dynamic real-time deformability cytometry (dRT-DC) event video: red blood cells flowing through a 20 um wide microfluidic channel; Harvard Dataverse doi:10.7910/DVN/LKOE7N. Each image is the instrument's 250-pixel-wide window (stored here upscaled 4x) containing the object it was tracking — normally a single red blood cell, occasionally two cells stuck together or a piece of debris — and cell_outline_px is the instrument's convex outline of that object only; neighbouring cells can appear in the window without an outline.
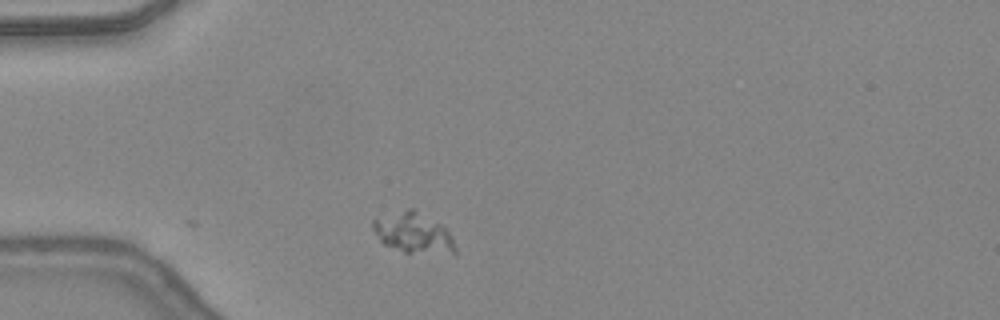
{"species": "common noctule bat (a hibernating species)", "species_latin": "Nyctalus noctula", "temperature_condition": "warm", "stored_images_in_passage": 4, "camera_frame_rate_fps": 3000, "um_per_image_px": 0.085, "animal": {"sex": "female", "body_mass_g": 24.6, "forearm_length_mm": 56.2}, "frame": {"image": 1, "passage_image": 1, "time_ms": 0.0, "image_size_px": [1000, 320], "cell_outline_px": [[456, 252], [404, 252], [384, 244], [380, 240], [372, 228], [372, 220], [408, 208], [412, 208], [444, 224], [452, 236], [456, 248]], "centroid_in_image_um": [35.15, 19.76], "position_along_channel_um": 49.9, "area_um2": 19.13}}